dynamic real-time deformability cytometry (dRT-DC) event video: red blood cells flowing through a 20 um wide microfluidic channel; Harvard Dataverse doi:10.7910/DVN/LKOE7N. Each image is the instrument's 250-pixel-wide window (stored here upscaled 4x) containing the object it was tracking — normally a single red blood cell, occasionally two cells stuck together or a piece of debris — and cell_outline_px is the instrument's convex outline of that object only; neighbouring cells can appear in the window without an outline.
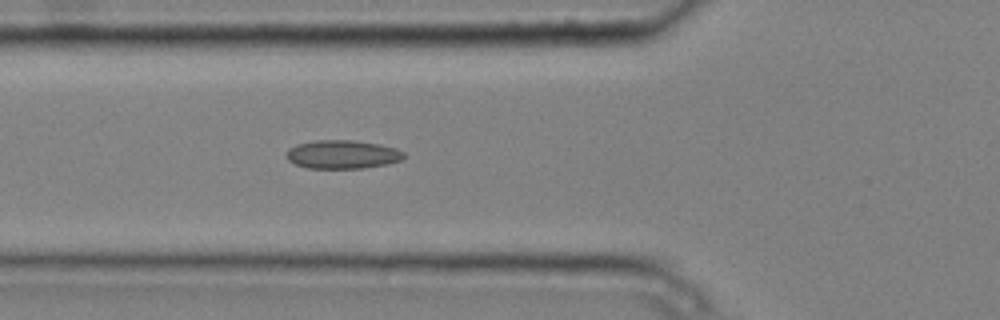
{"species": "common noctule bat (a hibernating species)", "species_latin": "Nyctalus noctula", "temperature_condition": "cold", "stored_images_in_passage": 6, "camera_frame_rate_fps": 3000, "um_per_image_px": 0.085, "animal": {"sex": "male", "body_mass_g": 20.4}, "frame": {"image": 1, "passage_image": 6, "time_ms": 1.667, "image_size_px": [1000, 320], "cell_outline_px": [[404, 156], [400, 160], [388, 164], [360, 168], [308, 168], [296, 164], [288, 160], [288, 148], [296, 144], [316, 140], [352, 140], [380, 144], [396, 148], [404, 152]], "centroid_in_image_um": [29.11, 13.12], "position_along_channel_um": 96.7, "area_um2": 19.42}}